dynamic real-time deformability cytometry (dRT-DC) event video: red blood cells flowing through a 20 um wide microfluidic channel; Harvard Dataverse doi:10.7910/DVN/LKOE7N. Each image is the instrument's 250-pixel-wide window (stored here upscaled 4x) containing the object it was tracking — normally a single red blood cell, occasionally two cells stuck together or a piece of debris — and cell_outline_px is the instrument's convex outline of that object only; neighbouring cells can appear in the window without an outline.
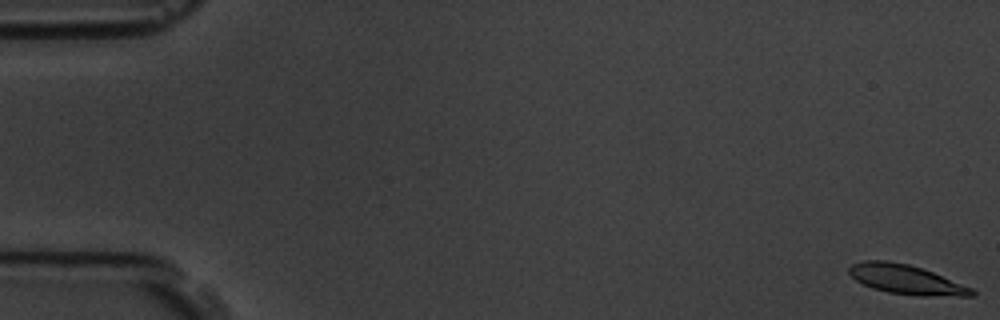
{"species": "common noctule bat (a hibernating species)", "species_latin": "Nyctalus noctula", "temperature_condition": "room temperature", "stored_images_in_passage": 58, "camera_frame_rate_fps": 3000, "um_per_image_px": 0.085, "animal": {"sex": "male", "body_mass_g": 19.5, "forearm_length_mm": 54.6}, "frame": {"image": 1, "passage_image": 1, "time_ms": 0.0, "image_size_px": [1000, 320], "cell_outline_px": [[976, 296], [920, 296], [888, 292], [872, 288], [856, 280], [848, 272], [848, 268], [852, 264], [864, 260], [888, 260], [908, 264], [932, 272], [972, 288], [976, 292]], "centroid_in_image_um": [77.02, 23.76], "position_along_channel_um": 8.0, "area_um2": 20.92}}
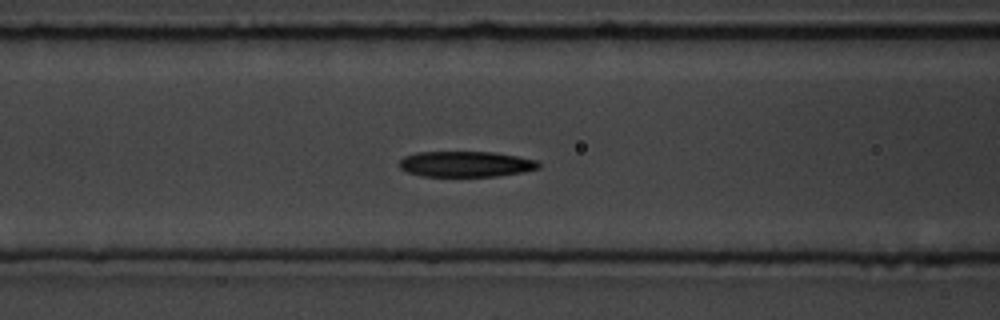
{"frame": {"image": 2, "passage_image": 24, "time_ms": 7.667, "image_size_px": [1000, 320], "cell_outline_px": [[540, 168], [524, 172], [496, 176], [420, 176], [408, 172], [400, 168], [400, 160], [404, 156], [416, 152], [492, 152], [516, 156], [536, 160], [540, 164]], "centroid_in_image_um": [39.59, 13.95], "position_along_channel_um": 127.0, "area_um2": 20.81}}
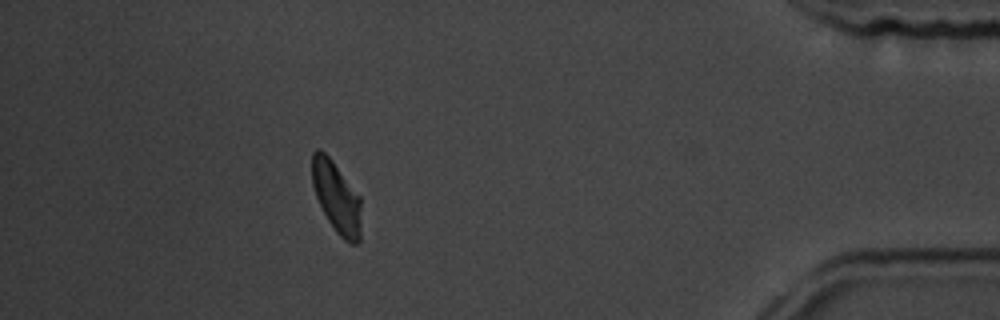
{"frame": {"image": 3, "passage_image": 52, "time_ms": 17.0, "image_size_px": [1000, 320], "cell_outline_px": [[360, 244], [348, 244], [336, 232], [328, 220], [316, 196], [312, 184], [312, 152], [316, 148], [320, 148], [332, 160], [360, 196]], "centroid_in_image_um": [28.6, 16.78], "position_along_channel_um": 406.6, "area_um2": 20.4}, "authors_computed_cell_mechanics": {"area_um2": 21.4727, "velocity_mm_per_s": 3.5416, "shape_relaxation_time_tau1_ms": 3.801, "shape_relaxation_time_tau2_ms": 4.4521, "deformation_change_tau1": 0.1512, "deformation_change_tau2": 0.0872}}